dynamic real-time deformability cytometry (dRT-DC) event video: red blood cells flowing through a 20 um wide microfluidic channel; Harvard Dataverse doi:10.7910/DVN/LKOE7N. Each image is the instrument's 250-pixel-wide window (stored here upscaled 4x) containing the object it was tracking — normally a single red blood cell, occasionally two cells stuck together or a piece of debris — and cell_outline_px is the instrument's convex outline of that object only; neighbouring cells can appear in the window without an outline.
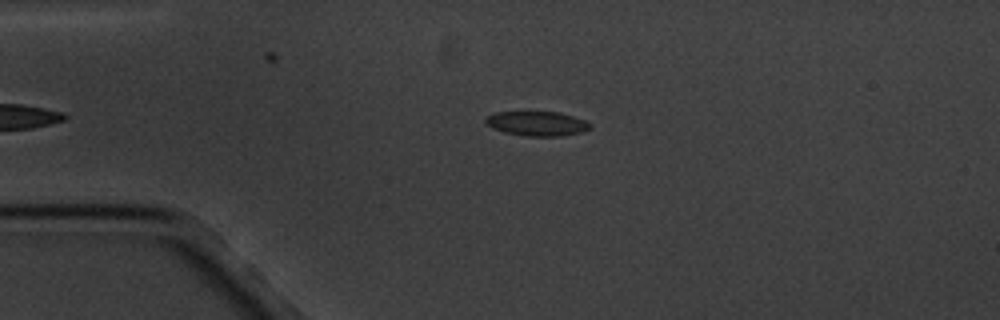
{"species": "common noctule bat (a hibernating species)", "species_latin": "Nyctalus noctula", "temperature_condition": "cold", "stored_images_in_passage": 3, "camera_frame_rate_fps": 3000, "um_per_image_px": 0.085, "animal": {"sex": "male", "body_mass_g": 20.1, "forearm_length_mm": 53.5}, "frame": {"image": 1, "passage_image": 1, "time_ms": 0.0, "image_size_px": [1000, 320], "cell_outline_px": [[592, 128], [580, 132], [560, 136], [528, 136], [504, 132], [492, 128], [484, 124], [484, 116], [496, 112], [560, 112], [584, 120]], "centroid_in_image_um": [45.56, 10.5], "position_along_channel_um": 39.4, "area_um2": 14.91}}
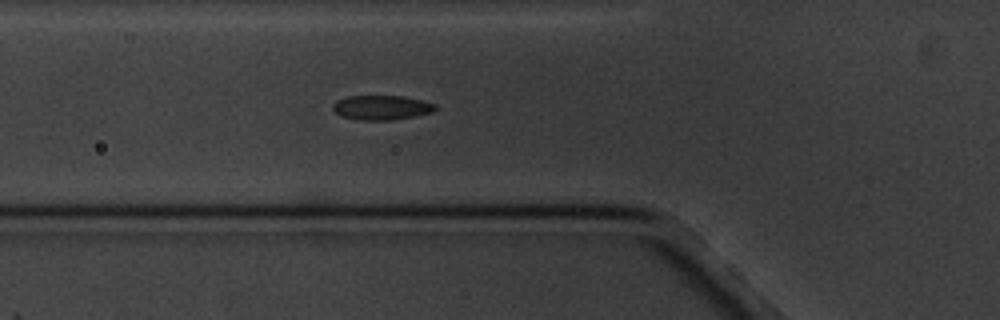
{"frame": {"image": 2, "passage_image": 3, "time_ms": 2.333, "image_size_px": [1000, 320], "cell_outline_px": [[436, 108], [432, 112], [392, 120], [356, 120], [340, 116], [332, 108], [332, 104], [336, 100], [348, 96], [404, 96], [436, 104]], "centroid_in_image_um": [32.38, 9.14], "position_along_channel_um": 93.4, "area_um2": 14.62}}